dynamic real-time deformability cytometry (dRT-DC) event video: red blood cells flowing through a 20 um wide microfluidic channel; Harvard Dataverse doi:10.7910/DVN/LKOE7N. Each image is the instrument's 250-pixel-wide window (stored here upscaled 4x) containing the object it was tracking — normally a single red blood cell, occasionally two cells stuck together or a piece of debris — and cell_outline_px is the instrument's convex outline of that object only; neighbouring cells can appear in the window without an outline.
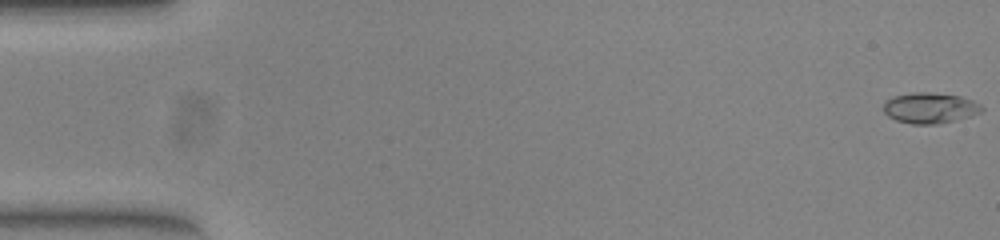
{"species": "common noctule bat (a hibernating species)", "species_latin": "Nyctalus noctula", "temperature_condition": "warm", "stored_images_in_passage": 53, "camera_frame_rate_fps": 3000, "um_per_image_px": 0.085, "animal": {"sex": "female", "body_mass_g": 23.0, "forearm_length_mm": 53.4}, "frame": {"image": 1, "passage_image": 1, "time_ms": 0.0, "image_size_px": [1000, 240], "cell_outline_px": [[984, 108], [980, 112], [972, 116], [936, 124], [912, 124], [896, 120], [888, 116], [884, 112], [884, 100], [892, 96], [912, 92], [928, 92], [960, 96], [972, 100], [980, 104]], "centroid_in_image_um": [79.02, 9.17], "position_along_channel_um": 6.0, "area_um2": 17.63}}
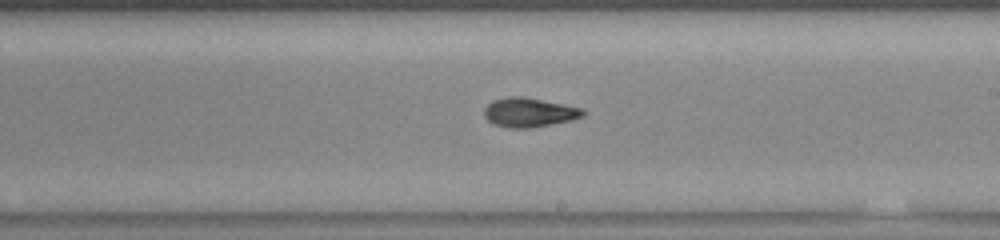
{"frame": {"image": 2, "passage_image": 31, "time_ms": 10.0, "image_size_px": [1000, 240], "cell_outline_px": [[584, 116], [572, 120], [528, 128], [508, 128], [492, 124], [484, 116], [484, 108], [492, 100], [508, 96], [524, 96], [584, 108]], "centroid_in_image_um": [44.96, 9.54], "position_along_channel_um": 244.0, "area_um2": 16.99}}
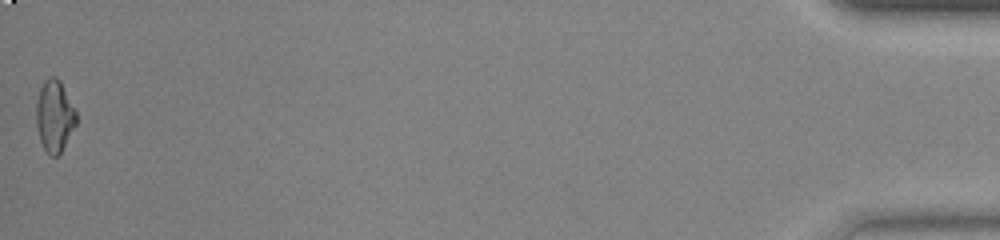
{"frame": {"image": 3, "passage_image": 53, "time_ms": 17.333, "image_size_px": [1000, 240], "cell_outline_px": [[76, 124], [60, 152], [56, 156], [52, 156], [44, 148], [40, 140], [36, 124], [36, 100], [40, 88], [44, 80], [52, 76], [56, 76], [60, 80], [76, 108]], "centroid_in_image_um": [4.63, 9.81], "position_along_channel_um": 430.6, "area_um2": 16.7}, "authors_computed_cell_mechanics": {"area_um2": 16.5886, "velocity_mm_per_s": 3.9193, "shape_relaxation_time_tau1_ms": null, "shape_relaxation_time_tau2_ms": 2.5834, "deformation_change_tau1": null, "deformation_change_tau2": 0.0823}}